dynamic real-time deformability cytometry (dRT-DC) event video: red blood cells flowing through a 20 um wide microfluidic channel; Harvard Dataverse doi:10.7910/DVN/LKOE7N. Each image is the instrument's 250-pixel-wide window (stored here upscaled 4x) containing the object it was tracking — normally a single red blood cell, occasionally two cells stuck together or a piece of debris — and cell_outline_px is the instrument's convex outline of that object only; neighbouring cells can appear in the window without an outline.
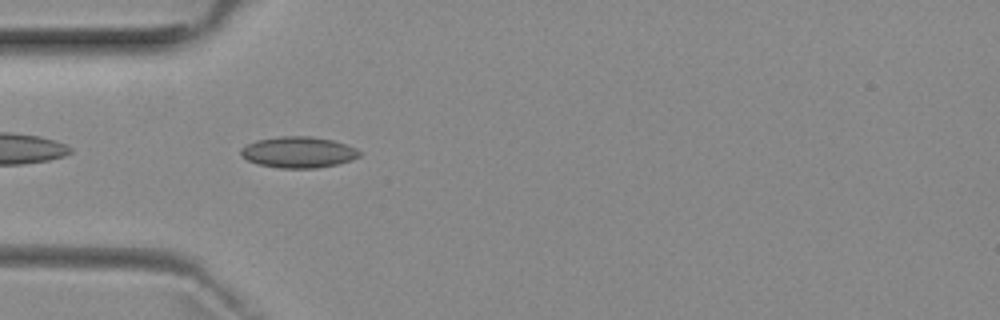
{"species": "common noctule bat (a hibernating species)", "species_latin": "Nyctalus noctula", "temperature_condition": "room temperature", "stored_images_in_passage": 6, "camera_frame_rate_fps": 3000, "um_per_image_px": 0.085, "animal": {"sex": "female", "body_mass_g": 29.2, "forearm_length_mm": 56.3}, "frame": {"image": 1, "passage_image": 5, "time_ms": 4.667, "image_size_px": [1000, 320], "cell_outline_px": [[360, 156], [352, 160], [336, 164], [316, 168], [280, 168], [256, 164], [240, 156], [240, 148], [256, 140], [280, 136], [312, 136], [332, 140], [356, 148], [360, 152]], "centroid_in_image_um": [25.33, 12.94], "position_along_channel_um": 59.7, "area_um2": 21.56}}
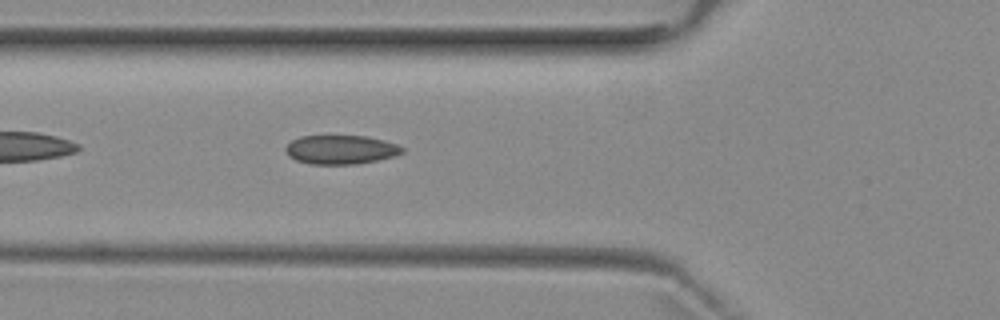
{"frame": {"image": 2, "passage_image": 6, "time_ms": 5.667, "image_size_px": [1000, 320], "cell_outline_px": [[404, 152], [396, 156], [356, 164], [308, 164], [296, 160], [288, 156], [284, 148], [292, 140], [300, 136], [368, 136], [384, 140], [396, 144], [404, 148]], "centroid_in_image_um": [28.96, 12.72], "position_along_channel_um": 96.8, "area_um2": 19.77}}